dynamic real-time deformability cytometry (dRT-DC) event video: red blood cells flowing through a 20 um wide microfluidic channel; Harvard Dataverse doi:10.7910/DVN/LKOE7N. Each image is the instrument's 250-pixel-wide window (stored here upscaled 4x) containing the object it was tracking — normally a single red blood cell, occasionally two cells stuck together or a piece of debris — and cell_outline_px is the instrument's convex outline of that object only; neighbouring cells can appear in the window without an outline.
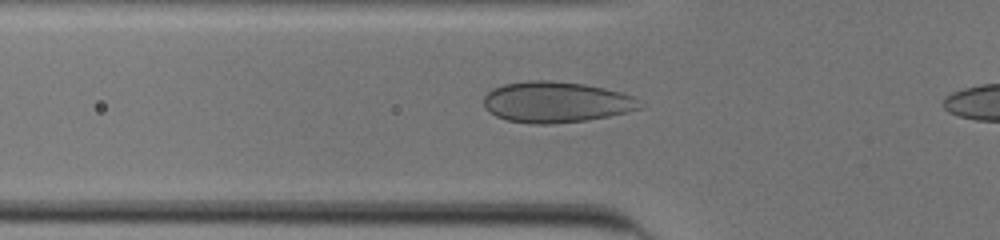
{"species": "human", "species_latin": "Homo sapiens", "temperature_condition": "cold", "stored_images_in_passage": 35, "camera_frame_rate_fps": 3000, "um_per_image_px": 0.085, "donor": {"sex": "male"}, "frame": {"image": 1, "passage_image": 7, "time_ms": 2.0, "image_size_px": [1000, 240], "cell_outline_px": [[644, 108], [628, 112], [588, 120], [552, 124], [532, 124], [508, 120], [496, 116], [488, 112], [484, 108], [484, 96], [492, 88], [504, 84], [528, 80], [552, 80], [584, 84], [604, 88], [620, 92], [632, 96]], "centroid_in_image_um": [47.24, 8.68], "position_along_channel_um": 78.6, "area_um2": 37.4}}
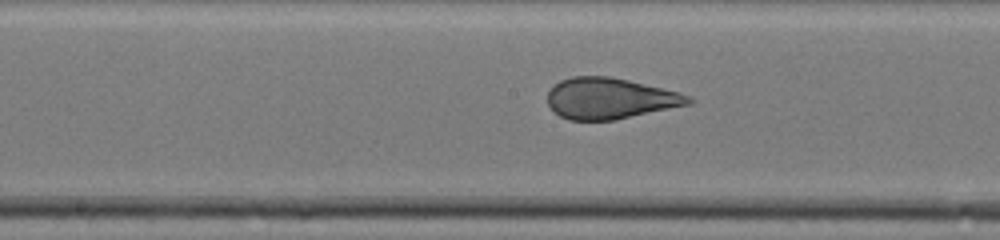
{"frame": {"image": 2, "passage_image": 16, "time_ms": 5.0, "image_size_px": [1000, 240], "cell_outline_px": [[696, 100], [692, 104], [616, 120], [568, 120], [560, 116], [548, 104], [548, 92], [560, 80], [572, 76], [608, 76], [628, 80], [692, 96]], "centroid_in_image_um": [51.88, 8.38], "position_along_channel_um": 196.3, "area_um2": 33.64}}
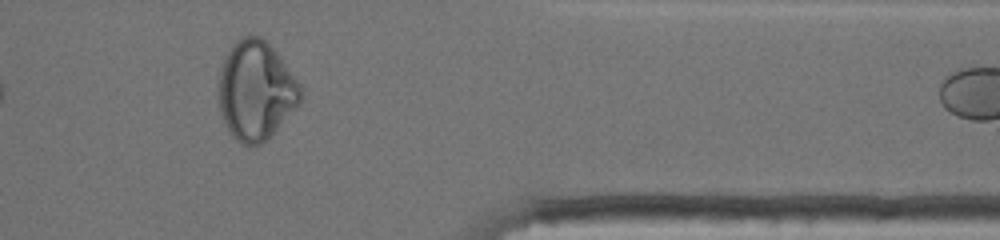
{"frame": {"image": 3, "passage_image": 32, "time_ms": 10.333, "image_size_px": [1000, 240], "cell_outline_px": [[304, 96], [276, 128], [260, 144], [252, 148], [236, 140], [232, 136], [224, 120], [220, 108], [220, 68], [224, 56], [232, 44], [236, 40], [244, 36], [260, 36], [280, 56], [304, 88]], "centroid_in_image_um": [21.76, 7.67], "position_along_channel_um": 389.6, "area_um2": 46.76}}